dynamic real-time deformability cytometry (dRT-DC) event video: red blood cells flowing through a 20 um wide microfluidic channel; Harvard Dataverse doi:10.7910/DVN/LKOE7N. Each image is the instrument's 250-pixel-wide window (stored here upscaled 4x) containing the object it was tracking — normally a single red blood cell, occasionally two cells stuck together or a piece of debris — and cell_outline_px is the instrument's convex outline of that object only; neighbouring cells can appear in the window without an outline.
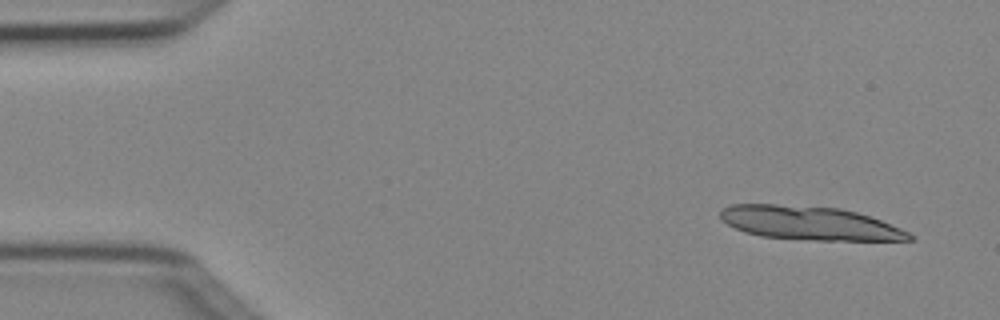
{"species": "Egyptian fruit bat (a non-hibernating species)", "species_latin": "Rousettus aegyptiacus", "temperature_condition": "cold", "stored_images_in_passage": 4, "camera_frame_rate_fps": 3000, "um_per_image_px": 0.085, "animal": {"sex": "female"}, "frame": {"image": 1, "passage_image": 1, "time_ms": 0.0, "image_size_px": [1000, 320], "cell_outline_px": [[912, 240], [816, 240], [760, 236], [744, 232], [720, 220], [720, 212], [724, 208], [732, 204], [776, 204], [840, 208], [856, 212], [880, 220], [900, 228], [908, 232], [912, 236]], "centroid_in_image_um": [68.77, 18.96], "position_along_channel_um": 16.2, "area_um2": 36.76}}